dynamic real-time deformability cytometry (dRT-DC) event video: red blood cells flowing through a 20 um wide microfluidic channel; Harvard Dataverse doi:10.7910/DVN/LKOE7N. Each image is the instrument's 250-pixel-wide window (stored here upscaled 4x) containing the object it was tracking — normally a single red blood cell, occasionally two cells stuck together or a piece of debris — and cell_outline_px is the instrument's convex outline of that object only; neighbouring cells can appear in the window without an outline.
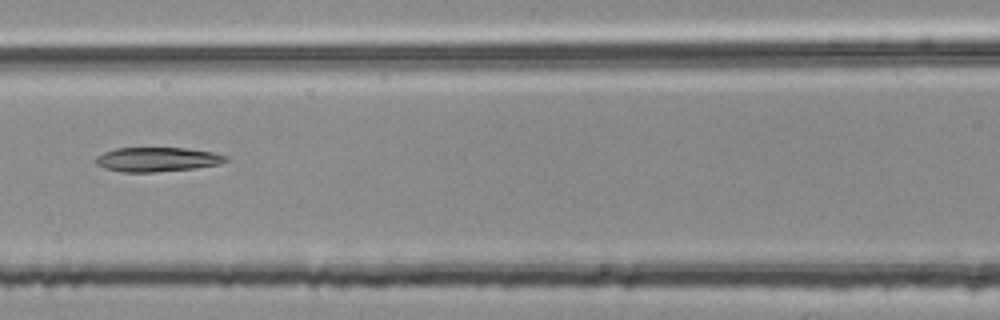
{"species": "common noctule bat (a hibernating species)", "species_latin": "Nyctalus noctula", "temperature_condition": "room temperature", "stored_images_in_passage": 6, "segment_of_instrument_passage": [1, 2], "camera_frame_rate_fps": 3000, "um_per_image_px": 0.085, "animal": {"sex": "female", "body_mass_g": 25.1}, "frame": {"image": 1, "passage_image": 5, "time_ms": 1.333, "image_size_px": [1000, 320], "cell_outline_px": [[228, 160], [220, 164], [196, 168], [156, 172], [124, 172], [104, 168], [96, 164], [96, 156], [104, 152], [116, 148], [184, 148], [212, 152], [228, 156]], "centroid_in_image_um": [13.37, 13.55], "position_along_channel_um": 153.2, "area_um2": 18.44}}